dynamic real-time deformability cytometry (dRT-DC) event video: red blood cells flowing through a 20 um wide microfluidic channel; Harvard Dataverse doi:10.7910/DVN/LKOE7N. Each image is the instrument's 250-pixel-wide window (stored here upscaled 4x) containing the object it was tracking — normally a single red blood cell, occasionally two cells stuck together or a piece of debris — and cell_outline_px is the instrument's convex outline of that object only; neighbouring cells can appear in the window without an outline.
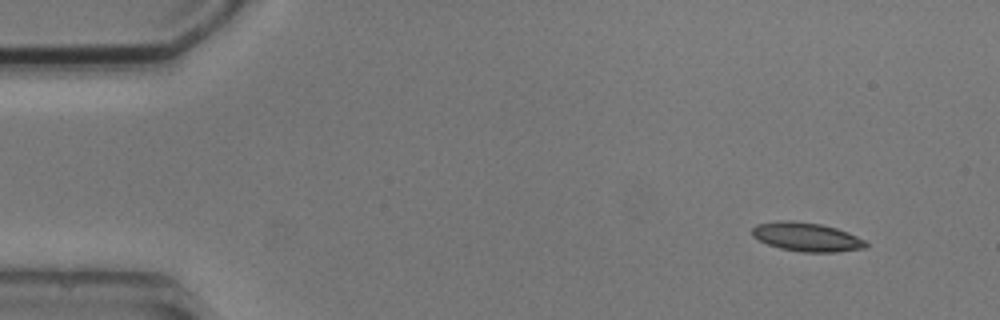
{"species": "common noctule bat (a hibernating species)", "species_latin": "Nyctalus noctula", "temperature_condition": "cold", "stored_images_in_passage": 4, "camera_frame_rate_fps": 3000, "um_per_image_px": 0.085, "animal": {"sex": "male", "body_mass_g": 20.5, "forearm_length_mm": 52.5}, "frame": {"image": 1, "passage_image": 1, "time_ms": 0.0, "image_size_px": [1000, 320], "cell_outline_px": [[868, 244], [864, 248], [836, 252], [804, 252], [780, 248], [768, 244], [752, 236], [752, 228], [756, 224], [776, 220], [792, 220], [820, 224], [836, 228], [848, 232], [864, 240]], "centroid_in_image_um": [68.54, 20.13], "position_along_channel_um": 16.5, "area_um2": 19.07}}
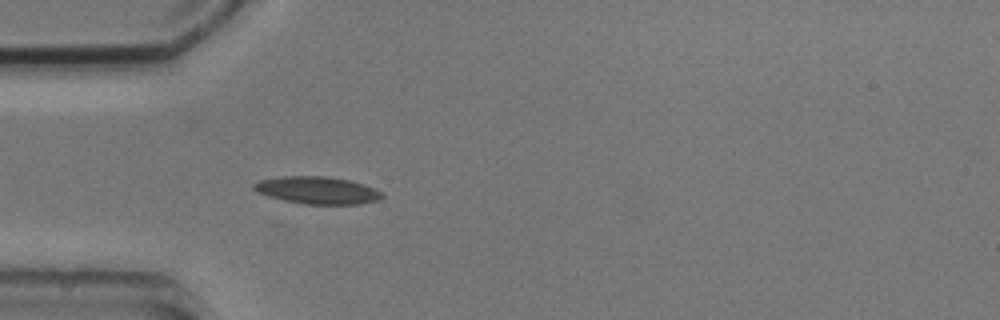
{"frame": {"image": 2, "passage_image": 4, "time_ms": 3.667, "image_size_px": [1000, 320], "cell_outline_px": [[384, 196], [380, 200], [360, 204], [304, 204], [284, 200], [268, 196], [256, 192], [252, 188], [252, 184], [260, 180], [280, 176], [328, 176], [348, 180], [364, 184], [380, 192]], "centroid_in_image_um": [26.94, 16.17], "position_along_channel_um": 58.1, "area_um2": 20.46}}